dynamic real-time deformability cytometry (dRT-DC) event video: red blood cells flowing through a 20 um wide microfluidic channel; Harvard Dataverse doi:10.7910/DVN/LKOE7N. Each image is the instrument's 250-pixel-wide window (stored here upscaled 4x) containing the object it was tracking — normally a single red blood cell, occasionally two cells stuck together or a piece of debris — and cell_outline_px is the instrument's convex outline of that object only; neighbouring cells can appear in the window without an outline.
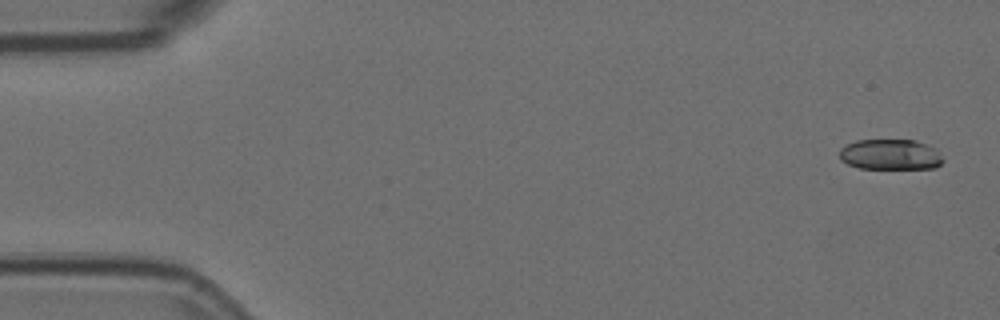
{"species": "Egyptian fruit bat (a non-hibernating species)", "species_latin": "Rousettus aegyptiacus", "temperature_condition": "room temperature", "stored_images_in_passage": 4, "camera_frame_rate_fps": 3000, "um_per_image_px": 0.085, "animal": {"sex": "female"}, "frame": {"image": 1, "passage_image": 1, "time_ms": 0.0, "image_size_px": [1000, 320], "cell_outline_px": [[944, 160], [936, 168], [860, 168], [848, 164], [840, 160], [840, 148], [844, 144], [856, 140], [916, 140], [936, 148]], "centroid_in_image_um": [75.67, 13.12], "position_along_channel_um": 9.3, "area_um2": 18.55}}
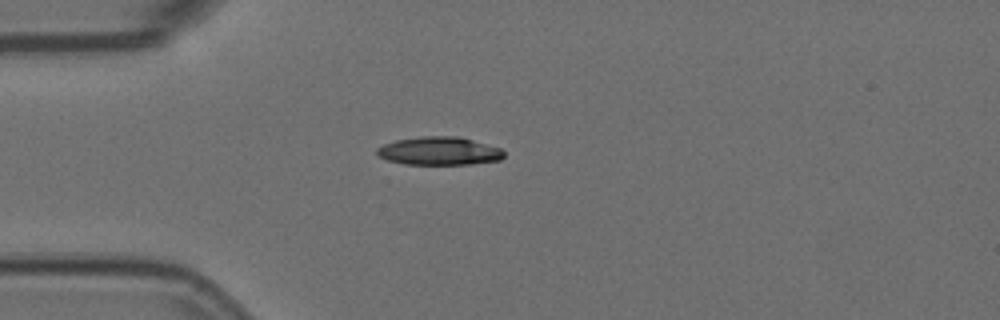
{"frame": {"image": 2, "passage_image": 4, "time_ms": 1.0, "image_size_px": [1000, 320], "cell_outline_px": [[504, 156], [500, 160], [472, 164], [404, 164], [388, 160], [380, 156], [376, 152], [376, 148], [384, 144], [396, 140], [424, 136], [460, 136], [500, 148], [504, 152]], "centroid_in_image_um": [37.34, 12.83], "position_along_channel_um": 47.7, "area_um2": 20.81}}